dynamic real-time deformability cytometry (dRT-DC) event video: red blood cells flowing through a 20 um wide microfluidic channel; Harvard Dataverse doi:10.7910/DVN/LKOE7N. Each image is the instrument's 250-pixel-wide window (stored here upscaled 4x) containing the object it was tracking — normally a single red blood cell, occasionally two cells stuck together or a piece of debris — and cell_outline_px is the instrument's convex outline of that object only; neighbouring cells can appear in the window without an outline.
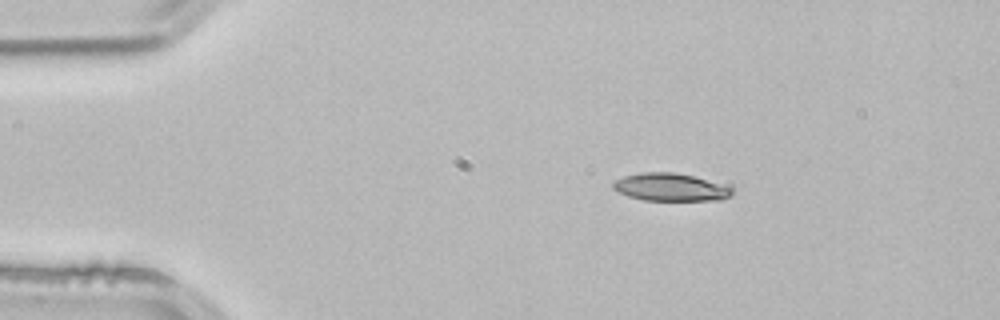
{"species": "common noctule bat (a hibernating species)", "species_latin": "Nyctalus noctula", "temperature_condition": "room temperature", "stored_images_in_passage": 2, "camera_frame_rate_fps": 3000, "um_per_image_px": 0.085, "animal": {"sex": "male", "body_mass_g": 21.5, "forearm_length_mm": 52.0}, "frame": {"image": 1, "passage_image": 1, "time_ms": 0.0, "image_size_px": [1000, 320], "cell_outline_px": [[732, 192], [728, 196], [720, 200], [644, 200], [628, 196], [612, 188], [612, 184], [616, 180], [624, 176], [640, 172], [672, 172], [692, 176], [720, 184], [732, 188]], "centroid_in_image_um": [56.93, 15.91], "position_along_channel_um": 28.1, "area_um2": 18.84}}